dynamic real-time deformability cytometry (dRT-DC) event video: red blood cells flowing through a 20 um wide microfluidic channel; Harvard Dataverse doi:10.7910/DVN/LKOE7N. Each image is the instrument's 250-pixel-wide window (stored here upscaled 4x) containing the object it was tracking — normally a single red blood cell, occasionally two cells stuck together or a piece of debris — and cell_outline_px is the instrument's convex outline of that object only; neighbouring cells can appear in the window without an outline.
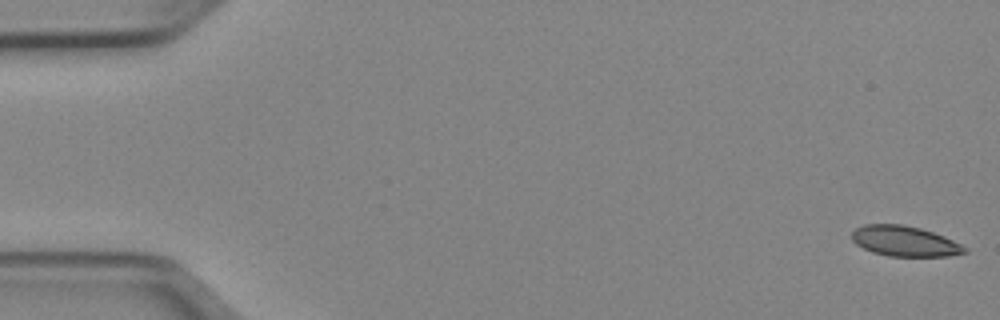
{"species": "Egyptian fruit bat (a non-hibernating species)", "species_latin": "Rousettus aegyptiacus", "temperature_condition": "cold", "stored_images_in_passage": 51, "camera_frame_rate_fps": 3000, "um_per_image_px": 0.085, "animal": {"sex": "female"}, "frame": {"image": 1, "passage_image": 1, "time_ms": 0.0, "image_size_px": [1000, 320], "cell_outline_px": [[968, 252], [948, 256], [888, 256], [872, 252], [856, 244], [852, 240], [852, 232], [856, 228], [864, 224], [904, 224], [920, 228], [944, 236], [968, 248]], "centroid_in_image_um": [76.89, 20.49], "position_along_channel_um": 8.1, "area_um2": 19.94}}
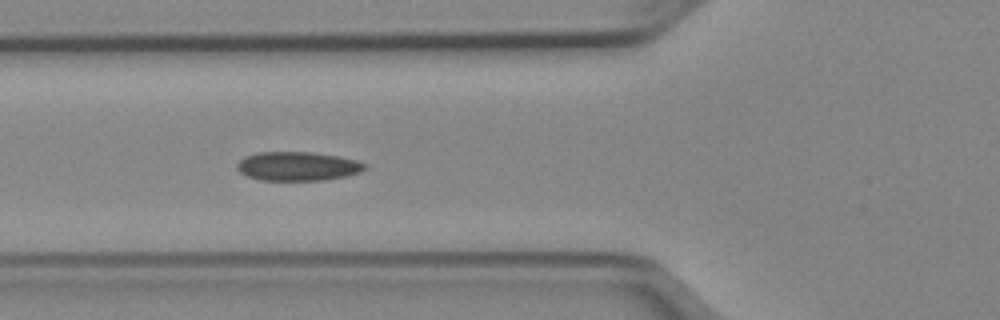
{"frame": {"image": 2, "passage_image": 19, "time_ms": 6.0, "image_size_px": [1000, 320], "cell_outline_px": [[368, 168], [360, 172], [348, 176], [324, 180], [260, 180], [248, 176], [240, 172], [236, 168], [236, 164], [244, 156], [260, 152], [312, 152], [340, 156], [360, 160], [368, 164]], "centroid_in_image_um": [25.37, 14.12], "position_along_channel_um": 100.4, "area_um2": 21.91}}
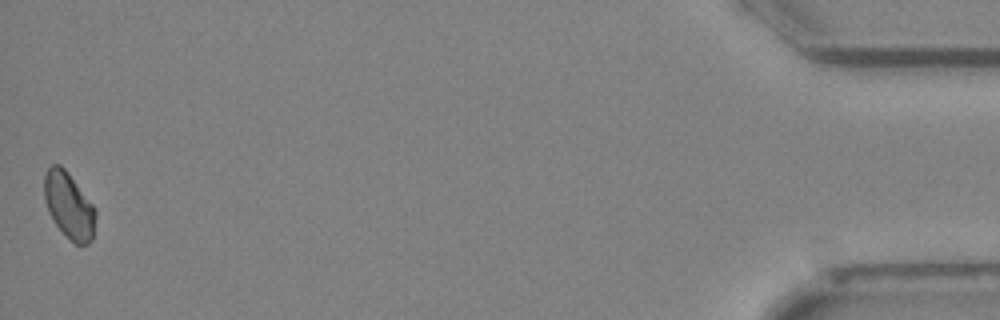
{"frame": {"image": 3, "passage_image": 51, "time_ms": 16.667, "image_size_px": [1000, 320], "cell_outline_px": [[96, 216], [92, 240], [88, 244], [76, 244], [56, 224], [48, 212], [44, 200], [44, 176], [48, 168], [52, 164], [60, 164], [68, 172], [92, 204], [96, 212]], "centroid_in_image_um": [5.85, 17.44], "position_along_channel_um": 429.4, "area_um2": 19.54}}